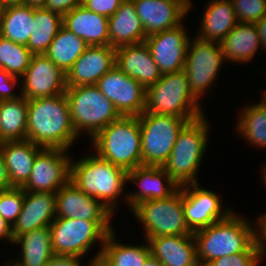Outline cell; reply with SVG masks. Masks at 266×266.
<instances>
[{
  "label": "cell",
  "instance_id": "6da1fadb",
  "mask_svg": "<svg viewBox=\"0 0 266 266\" xmlns=\"http://www.w3.org/2000/svg\"><path fill=\"white\" fill-rule=\"evenodd\" d=\"M78 137L65 93L28 100L27 140L43 148L70 150Z\"/></svg>",
  "mask_w": 266,
  "mask_h": 266
},
{
  "label": "cell",
  "instance_id": "7a4b0ae2",
  "mask_svg": "<svg viewBox=\"0 0 266 266\" xmlns=\"http://www.w3.org/2000/svg\"><path fill=\"white\" fill-rule=\"evenodd\" d=\"M255 224L233 210L225 219L193 232L199 266L245 252L258 239V221Z\"/></svg>",
  "mask_w": 266,
  "mask_h": 266
},
{
  "label": "cell",
  "instance_id": "3957f363",
  "mask_svg": "<svg viewBox=\"0 0 266 266\" xmlns=\"http://www.w3.org/2000/svg\"><path fill=\"white\" fill-rule=\"evenodd\" d=\"M90 154V155H89ZM71 161L70 181L90 197L99 200L113 214L126 193L127 171L99 157L95 152ZM121 196V197H120Z\"/></svg>",
  "mask_w": 266,
  "mask_h": 266
},
{
  "label": "cell",
  "instance_id": "277c9868",
  "mask_svg": "<svg viewBox=\"0 0 266 266\" xmlns=\"http://www.w3.org/2000/svg\"><path fill=\"white\" fill-rule=\"evenodd\" d=\"M208 117L188 122L178 133L174 147L162 168L177 183H198V171L209 142L210 124Z\"/></svg>",
  "mask_w": 266,
  "mask_h": 266
},
{
  "label": "cell",
  "instance_id": "5b68a950",
  "mask_svg": "<svg viewBox=\"0 0 266 266\" xmlns=\"http://www.w3.org/2000/svg\"><path fill=\"white\" fill-rule=\"evenodd\" d=\"M111 220L55 218L50 224L54 255L85 257L98 242L100 249L90 263L97 264L108 233L114 230Z\"/></svg>",
  "mask_w": 266,
  "mask_h": 266
},
{
  "label": "cell",
  "instance_id": "8992f818",
  "mask_svg": "<svg viewBox=\"0 0 266 266\" xmlns=\"http://www.w3.org/2000/svg\"><path fill=\"white\" fill-rule=\"evenodd\" d=\"M95 153L126 170L142 165L141 132L137 116H121L91 139Z\"/></svg>",
  "mask_w": 266,
  "mask_h": 266
},
{
  "label": "cell",
  "instance_id": "52a82bcc",
  "mask_svg": "<svg viewBox=\"0 0 266 266\" xmlns=\"http://www.w3.org/2000/svg\"><path fill=\"white\" fill-rule=\"evenodd\" d=\"M198 100L191 92L184 70L162 74V77L146 89L145 111L159 115H171L194 121L204 114Z\"/></svg>",
  "mask_w": 266,
  "mask_h": 266
},
{
  "label": "cell",
  "instance_id": "ba28073f",
  "mask_svg": "<svg viewBox=\"0 0 266 266\" xmlns=\"http://www.w3.org/2000/svg\"><path fill=\"white\" fill-rule=\"evenodd\" d=\"M65 94L71 121L78 136L86 132L92 139L103 128L121 117L114 104L96 85L67 87Z\"/></svg>",
  "mask_w": 266,
  "mask_h": 266
},
{
  "label": "cell",
  "instance_id": "9c48e42d",
  "mask_svg": "<svg viewBox=\"0 0 266 266\" xmlns=\"http://www.w3.org/2000/svg\"><path fill=\"white\" fill-rule=\"evenodd\" d=\"M132 214L143 226L144 240L193 233L185 221L183 186L167 198L140 203Z\"/></svg>",
  "mask_w": 266,
  "mask_h": 266
},
{
  "label": "cell",
  "instance_id": "30bf717a",
  "mask_svg": "<svg viewBox=\"0 0 266 266\" xmlns=\"http://www.w3.org/2000/svg\"><path fill=\"white\" fill-rule=\"evenodd\" d=\"M142 165L159 166L168 159L178 133L190 122L186 118L143 112L138 116Z\"/></svg>",
  "mask_w": 266,
  "mask_h": 266
},
{
  "label": "cell",
  "instance_id": "8fae6325",
  "mask_svg": "<svg viewBox=\"0 0 266 266\" xmlns=\"http://www.w3.org/2000/svg\"><path fill=\"white\" fill-rule=\"evenodd\" d=\"M225 59L219 42L206 41L195 36L187 48L184 71L193 95L200 100L216 83ZM200 98V99H199Z\"/></svg>",
  "mask_w": 266,
  "mask_h": 266
},
{
  "label": "cell",
  "instance_id": "7c38bea8",
  "mask_svg": "<svg viewBox=\"0 0 266 266\" xmlns=\"http://www.w3.org/2000/svg\"><path fill=\"white\" fill-rule=\"evenodd\" d=\"M67 151L43 148L34 160L29 179L21 188L26 192L56 193L70 181L72 156Z\"/></svg>",
  "mask_w": 266,
  "mask_h": 266
},
{
  "label": "cell",
  "instance_id": "4fadbf2b",
  "mask_svg": "<svg viewBox=\"0 0 266 266\" xmlns=\"http://www.w3.org/2000/svg\"><path fill=\"white\" fill-rule=\"evenodd\" d=\"M121 116H140L145 111L146 89L116 65L96 83Z\"/></svg>",
  "mask_w": 266,
  "mask_h": 266
},
{
  "label": "cell",
  "instance_id": "5bb4252c",
  "mask_svg": "<svg viewBox=\"0 0 266 266\" xmlns=\"http://www.w3.org/2000/svg\"><path fill=\"white\" fill-rule=\"evenodd\" d=\"M17 86L27 100L51 97L66 91V74L45 54H33Z\"/></svg>",
  "mask_w": 266,
  "mask_h": 266
},
{
  "label": "cell",
  "instance_id": "9a60e30c",
  "mask_svg": "<svg viewBox=\"0 0 266 266\" xmlns=\"http://www.w3.org/2000/svg\"><path fill=\"white\" fill-rule=\"evenodd\" d=\"M199 184L200 182L183 186L184 216L192 232L225 219L233 211L232 207L223 208L219 194L199 187Z\"/></svg>",
  "mask_w": 266,
  "mask_h": 266
},
{
  "label": "cell",
  "instance_id": "2e32d148",
  "mask_svg": "<svg viewBox=\"0 0 266 266\" xmlns=\"http://www.w3.org/2000/svg\"><path fill=\"white\" fill-rule=\"evenodd\" d=\"M184 24L145 38L150 54L162 74L178 72L184 69L189 37Z\"/></svg>",
  "mask_w": 266,
  "mask_h": 266
},
{
  "label": "cell",
  "instance_id": "e0dca14e",
  "mask_svg": "<svg viewBox=\"0 0 266 266\" xmlns=\"http://www.w3.org/2000/svg\"><path fill=\"white\" fill-rule=\"evenodd\" d=\"M132 1L146 36L181 25L193 8V0Z\"/></svg>",
  "mask_w": 266,
  "mask_h": 266
},
{
  "label": "cell",
  "instance_id": "ac0fdd59",
  "mask_svg": "<svg viewBox=\"0 0 266 266\" xmlns=\"http://www.w3.org/2000/svg\"><path fill=\"white\" fill-rule=\"evenodd\" d=\"M127 182L136 184L137 190L126 194V203L131 211L147 200H159L171 196L179 186L159 166H138L127 172Z\"/></svg>",
  "mask_w": 266,
  "mask_h": 266
},
{
  "label": "cell",
  "instance_id": "d6986e66",
  "mask_svg": "<svg viewBox=\"0 0 266 266\" xmlns=\"http://www.w3.org/2000/svg\"><path fill=\"white\" fill-rule=\"evenodd\" d=\"M116 65V48L110 45L88 46L66 73V86L96 85Z\"/></svg>",
  "mask_w": 266,
  "mask_h": 266
},
{
  "label": "cell",
  "instance_id": "ffe728a7",
  "mask_svg": "<svg viewBox=\"0 0 266 266\" xmlns=\"http://www.w3.org/2000/svg\"><path fill=\"white\" fill-rule=\"evenodd\" d=\"M56 218L111 220L113 213L99 200L81 191L71 181L56 193Z\"/></svg>",
  "mask_w": 266,
  "mask_h": 266
},
{
  "label": "cell",
  "instance_id": "44dd1931",
  "mask_svg": "<svg viewBox=\"0 0 266 266\" xmlns=\"http://www.w3.org/2000/svg\"><path fill=\"white\" fill-rule=\"evenodd\" d=\"M55 218V193L24 191L21 212L12 225L14 241L34 229L50 226Z\"/></svg>",
  "mask_w": 266,
  "mask_h": 266
},
{
  "label": "cell",
  "instance_id": "7402d4cb",
  "mask_svg": "<svg viewBox=\"0 0 266 266\" xmlns=\"http://www.w3.org/2000/svg\"><path fill=\"white\" fill-rule=\"evenodd\" d=\"M116 66L145 89L162 77L145 42L117 47Z\"/></svg>",
  "mask_w": 266,
  "mask_h": 266
},
{
  "label": "cell",
  "instance_id": "603a6c76",
  "mask_svg": "<svg viewBox=\"0 0 266 266\" xmlns=\"http://www.w3.org/2000/svg\"><path fill=\"white\" fill-rule=\"evenodd\" d=\"M147 242L151 255L163 266H199L193 233L149 238Z\"/></svg>",
  "mask_w": 266,
  "mask_h": 266
},
{
  "label": "cell",
  "instance_id": "cb8c5ba5",
  "mask_svg": "<svg viewBox=\"0 0 266 266\" xmlns=\"http://www.w3.org/2000/svg\"><path fill=\"white\" fill-rule=\"evenodd\" d=\"M67 30L83 39L88 46L109 45L108 17L77 6L62 17Z\"/></svg>",
  "mask_w": 266,
  "mask_h": 266
},
{
  "label": "cell",
  "instance_id": "d4e9b609",
  "mask_svg": "<svg viewBox=\"0 0 266 266\" xmlns=\"http://www.w3.org/2000/svg\"><path fill=\"white\" fill-rule=\"evenodd\" d=\"M109 45L117 48L144 42L147 37L132 0H124L108 17Z\"/></svg>",
  "mask_w": 266,
  "mask_h": 266
},
{
  "label": "cell",
  "instance_id": "484cf974",
  "mask_svg": "<svg viewBox=\"0 0 266 266\" xmlns=\"http://www.w3.org/2000/svg\"><path fill=\"white\" fill-rule=\"evenodd\" d=\"M43 147L29 140L5 141L0 143V152L13 187H22L30 177L37 154Z\"/></svg>",
  "mask_w": 266,
  "mask_h": 266
},
{
  "label": "cell",
  "instance_id": "4316f807",
  "mask_svg": "<svg viewBox=\"0 0 266 266\" xmlns=\"http://www.w3.org/2000/svg\"><path fill=\"white\" fill-rule=\"evenodd\" d=\"M225 61L251 62L259 49L262 50L255 23L239 22L220 42Z\"/></svg>",
  "mask_w": 266,
  "mask_h": 266
},
{
  "label": "cell",
  "instance_id": "83f0119b",
  "mask_svg": "<svg viewBox=\"0 0 266 266\" xmlns=\"http://www.w3.org/2000/svg\"><path fill=\"white\" fill-rule=\"evenodd\" d=\"M201 18L197 37L213 42L223 38L239 23L230 0H209Z\"/></svg>",
  "mask_w": 266,
  "mask_h": 266
},
{
  "label": "cell",
  "instance_id": "f1b7e54d",
  "mask_svg": "<svg viewBox=\"0 0 266 266\" xmlns=\"http://www.w3.org/2000/svg\"><path fill=\"white\" fill-rule=\"evenodd\" d=\"M14 244L20 245L19 257L9 259L8 266H44L54 256L49 226L23 234Z\"/></svg>",
  "mask_w": 266,
  "mask_h": 266
},
{
  "label": "cell",
  "instance_id": "f546056e",
  "mask_svg": "<svg viewBox=\"0 0 266 266\" xmlns=\"http://www.w3.org/2000/svg\"><path fill=\"white\" fill-rule=\"evenodd\" d=\"M115 230L108 233L101 250L98 266H142L151 255L149 244L129 245L120 243L116 238Z\"/></svg>",
  "mask_w": 266,
  "mask_h": 266
},
{
  "label": "cell",
  "instance_id": "4dcf8cb0",
  "mask_svg": "<svg viewBox=\"0 0 266 266\" xmlns=\"http://www.w3.org/2000/svg\"><path fill=\"white\" fill-rule=\"evenodd\" d=\"M28 100L17 99L0 101V143L5 141L27 140Z\"/></svg>",
  "mask_w": 266,
  "mask_h": 266
},
{
  "label": "cell",
  "instance_id": "1f68e13d",
  "mask_svg": "<svg viewBox=\"0 0 266 266\" xmlns=\"http://www.w3.org/2000/svg\"><path fill=\"white\" fill-rule=\"evenodd\" d=\"M33 19L34 8L29 5L5 6L0 14V35L26 46L32 31Z\"/></svg>",
  "mask_w": 266,
  "mask_h": 266
},
{
  "label": "cell",
  "instance_id": "d6a6232c",
  "mask_svg": "<svg viewBox=\"0 0 266 266\" xmlns=\"http://www.w3.org/2000/svg\"><path fill=\"white\" fill-rule=\"evenodd\" d=\"M33 22L26 47L33 54H44L63 26L62 16L45 7L34 8Z\"/></svg>",
  "mask_w": 266,
  "mask_h": 266
},
{
  "label": "cell",
  "instance_id": "836d02e7",
  "mask_svg": "<svg viewBox=\"0 0 266 266\" xmlns=\"http://www.w3.org/2000/svg\"><path fill=\"white\" fill-rule=\"evenodd\" d=\"M87 47L83 39L62 26L44 54L66 74Z\"/></svg>",
  "mask_w": 266,
  "mask_h": 266
},
{
  "label": "cell",
  "instance_id": "e575fe53",
  "mask_svg": "<svg viewBox=\"0 0 266 266\" xmlns=\"http://www.w3.org/2000/svg\"><path fill=\"white\" fill-rule=\"evenodd\" d=\"M241 114V115H240ZM236 131L250 145L266 149V110L258 103L242 107Z\"/></svg>",
  "mask_w": 266,
  "mask_h": 266
},
{
  "label": "cell",
  "instance_id": "d590c367",
  "mask_svg": "<svg viewBox=\"0 0 266 266\" xmlns=\"http://www.w3.org/2000/svg\"><path fill=\"white\" fill-rule=\"evenodd\" d=\"M33 53L22 44H18L0 35V68L19 79L27 70Z\"/></svg>",
  "mask_w": 266,
  "mask_h": 266
},
{
  "label": "cell",
  "instance_id": "8d00e7d4",
  "mask_svg": "<svg viewBox=\"0 0 266 266\" xmlns=\"http://www.w3.org/2000/svg\"><path fill=\"white\" fill-rule=\"evenodd\" d=\"M24 201V190L12 187L0 191V216L11 226L16 222Z\"/></svg>",
  "mask_w": 266,
  "mask_h": 266
},
{
  "label": "cell",
  "instance_id": "74e56055",
  "mask_svg": "<svg viewBox=\"0 0 266 266\" xmlns=\"http://www.w3.org/2000/svg\"><path fill=\"white\" fill-rule=\"evenodd\" d=\"M262 261L260 243L257 239L245 252L223 256L205 266H259Z\"/></svg>",
  "mask_w": 266,
  "mask_h": 266
},
{
  "label": "cell",
  "instance_id": "f35d334b",
  "mask_svg": "<svg viewBox=\"0 0 266 266\" xmlns=\"http://www.w3.org/2000/svg\"><path fill=\"white\" fill-rule=\"evenodd\" d=\"M237 20L241 23H255L266 15V0H230Z\"/></svg>",
  "mask_w": 266,
  "mask_h": 266
},
{
  "label": "cell",
  "instance_id": "ab89813d",
  "mask_svg": "<svg viewBox=\"0 0 266 266\" xmlns=\"http://www.w3.org/2000/svg\"><path fill=\"white\" fill-rule=\"evenodd\" d=\"M124 0H83L82 5L105 17L112 16Z\"/></svg>",
  "mask_w": 266,
  "mask_h": 266
},
{
  "label": "cell",
  "instance_id": "60d3db41",
  "mask_svg": "<svg viewBox=\"0 0 266 266\" xmlns=\"http://www.w3.org/2000/svg\"><path fill=\"white\" fill-rule=\"evenodd\" d=\"M21 79L18 77L11 76L4 69L0 68V101L1 100H9V99H17L22 96V94H18L14 92L15 86L21 84Z\"/></svg>",
  "mask_w": 266,
  "mask_h": 266
},
{
  "label": "cell",
  "instance_id": "b9f144b4",
  "mask_svg": "<svg viewBox=\"0 0 266 266\" xmlns=\"http://www.w3.org/2000/svg\"><path fill=\"white\" fill-rule=\"evenodd\" d=\"M82 2L83 0H47L44 7L63 17L67 12L82 5Z\"/></svg>",
  "mask_w": 266,
  "mask_h": 266
},
{
  "label": "cell",
  "instance_id": "7bdbcfd3",
  "mask_svg": "<svg viewBox=\"0 0 266 266\" xmlns=\"http://www.w3.org/2000/svg\"><path fill=\"white\" fill-rule=\"evenodd\" d=\"M81 259H84V257L54 255L44 266H84L82 265ZM88 263L87 266L93 265V263Z\"/></svg>",
  "mask_w": 266,
  "mask_h": 266
},
{
  "label": "cell",
  "instance_id": "ee69618b",
  "mask_svg": "<svg viewBox=\"0 0 266 266\" xmlns=\"http://www.w3.org/2000/svg\"><path fill=\"white\" fill-rule=\"evenodd\" d=\"M258 240L260 243V250L262 260L266 256V213L258 217Z\"/></svg>",
  "mask_w": 266,
  "mask_h": 266
},
{
  "label": "cell",
  "instance_id": "f6af8a7d",
  "mask_svg": "<svg viewBox=\"0 0 266 266\" xmlns=\"http://www.w3.org/2000/svg\"><path fill=\"white\" fill-rule=\"evenodd\" d=\"M13 186L10 183V177L5 165L4 158L0 152V191L10 189Z\"/></svg>",
  "mask_w": 266,
  "mask_h": 266
},
{
  "label": "cell",
  "instance_id": "bcb514c9",
  "mask_svg": "<svg viewBox=\"0 0 266 266\" xmlns=\"http://www.w3.org/2000/svg\"><path fill=\"white\" fill-rule=\"evenodd\" d=\"M0 239L14 244L12 226L0 216Z\"/></svg>",
  "mask_w": 266,
  "mask_h": 266
},
{
  "label": "cell",
  "instance_id": "7dc6e473",
  "mask_svg": "<svg viewBox=\"0 0 266 266\" xmlns=\"http://www.w3.org/2000/svg\"><path fill=\"white\" fill-rule=\"evenodd\" d=\"M262 49L266 51V15L255 22Z\"/></svg>",
  "mask_w": 266,
  "mask_h": 266
},
{
  "label": "cell",
  "instance_id": "c3c4849f",
  "mask_svg": "<svg viewBox=\"0 0 266 266\" xmlns=\"http://www.w3.org/2000/svg\"><path fill=\"white\" fill-rule=\"evenodd\" d=\"M47 3V0H24V4L29 5L33 8L44 7Z\"/></svg>",
  "mask_w": 266,
  "mask_h": 266
},
{
  "label": "cell",
  "instance_id": "681fc988",
  "mask_svg": "<svg viewBox=\"0 0 266 266\" xmlns=\"http://www.w3.org/2000/svg\"><path fill=\"white\" fill-rule=\"evenodd\" d=\"M142 266H163L157 259L150 255Z\"/></svg>",
  "mask_w": 266,
  "mask_h": 266
},
{
  "label": "cell",
  "instance_id": "f907efd6",
  "mask_svg": "<svg viewBox=\"0 0 266 266\" xmlns=\"http://www.w3.org/2000/svg\"><path fill=\"white\" fill-rule=\"evenodd\" d=\"M0 1L4 7L9 5L24 4V0H0Z\"/></svg>",
  "mask_w": 266,
  "mask_h": 266
},
{
  "label": "cell",
  "instance_id": "816d5d0a",
  "mask_svg": "<svg viewBox=\"0 0 266 266\" xmlns=\"http://www.w3.org/2000/svg\"><path fill=\"white\" fill-rule=\"evenodd\" d=\"M262 99H260V102H257L262 108L266 110V90L262 94Z\"/></svg>",
  "mask_w": 266,
  "mask_h": 266
},
{
  "label": "cell",
  "instance_id": "f5cc1de1",
  "mask_svg": "<svg viewBox=\"0 0 266 266\" xmlns=\"http://www.w3.org/2000/svg\"><path fill=\"white\" fill-rule=\"evenodd\" d=\"M263 167H262V169H261V171H262V182L265 184L264 186L266 187V163L264 164L263 163Z\"/></svg>",
  "mask_w": 266,
  "mask_h": 266
},
{
  "label": "cell",
  "instance_id": "db71d44e",
  "mask_svg": "<svg viewBox=\"0 0 266 266\" xmlns=\"http://www.w3.org/2000/svg\"><path fill=\"white\" fill-rule=\"evenodd\" d=\"M3 8H4V6L2 5V3H1V1H0V14H1L2 11H3Z\"/></svg>",
  "mask_w": 266,
  "mask_h": 266
}]
</instances>
